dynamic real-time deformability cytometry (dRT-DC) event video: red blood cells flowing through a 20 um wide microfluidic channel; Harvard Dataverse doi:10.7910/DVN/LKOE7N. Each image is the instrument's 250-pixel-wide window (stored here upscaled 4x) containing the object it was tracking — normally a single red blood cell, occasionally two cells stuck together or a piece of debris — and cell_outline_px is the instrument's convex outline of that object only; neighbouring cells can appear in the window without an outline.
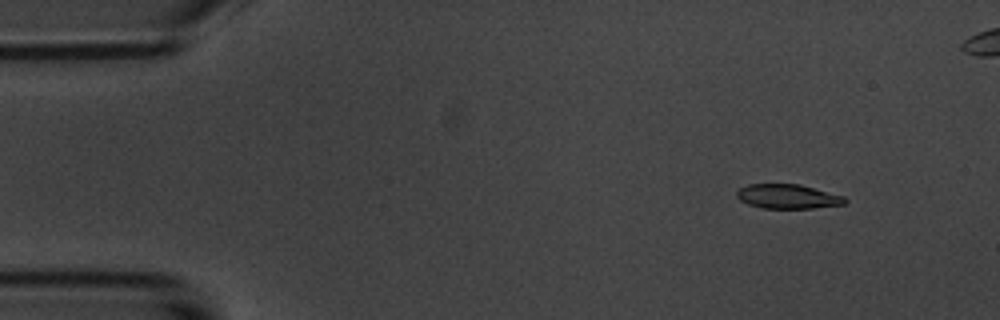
{"species": "common noctule bat (a hibernating species)", "species_latin": "Nyctalus noctula", "temperature_condition": "room temperature", "stored_images_in_passage": 5, "camera_frame_rate_fps": 3000, "um_per_image_px": 0.085, "animal": {"sex": "male", "body_mass_g": 20.1, "forearm_length_mm": 53.5}, "frame": {"image": 1, "passage_image": 1, "time_ms": 0.0, "image_size_px": [1000, 320], "cell_outline_px": [[848, 200], [844, 204], [812, 208], [764, 208], [748, 204], [740, 200], [736, 196], [736, 192], [740, 188], [748, 184], [800, 184], [844, 196]], "centroid_in_image_um": [66.96, 16.69], "position_along_channel_um": 18.0, "area_um2": 15.32}}